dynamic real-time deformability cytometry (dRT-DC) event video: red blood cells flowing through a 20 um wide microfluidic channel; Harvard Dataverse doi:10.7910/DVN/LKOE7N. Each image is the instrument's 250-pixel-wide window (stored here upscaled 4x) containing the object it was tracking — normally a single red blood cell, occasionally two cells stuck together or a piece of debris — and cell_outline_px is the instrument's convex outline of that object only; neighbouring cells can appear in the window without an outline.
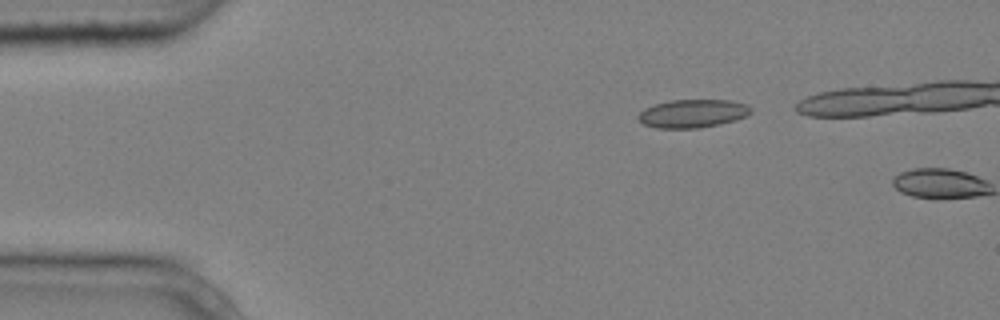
{"species": "common noctule bat (a hibernating species)", "species_latin": "Nyctalus noctula", "temperature_condition": "cold", "stored_images_in_passage": 2, "camera_frame_rate_fps": 3000, "um_per_image_px": 0.085, "animal": {"sex": "male", "body_mass_g": 20.4}, "frame": {"image": 1, "passage_image": 1, "time_ms": 0.0, "image_size_px": [1000, 320], "cell_outline_px": [[752, 112], [748, 116], [736, 120], [700, 128], [656, 128], [644, 124], [636, 116], [644, 108], [656, 104], [672, 100], [732, 100], [748, 104], [752, 108]], "centroid_in_image_um": [58.92, 9.64], "position_along_channel_um": 26.1, "area_um2": 18.67}}